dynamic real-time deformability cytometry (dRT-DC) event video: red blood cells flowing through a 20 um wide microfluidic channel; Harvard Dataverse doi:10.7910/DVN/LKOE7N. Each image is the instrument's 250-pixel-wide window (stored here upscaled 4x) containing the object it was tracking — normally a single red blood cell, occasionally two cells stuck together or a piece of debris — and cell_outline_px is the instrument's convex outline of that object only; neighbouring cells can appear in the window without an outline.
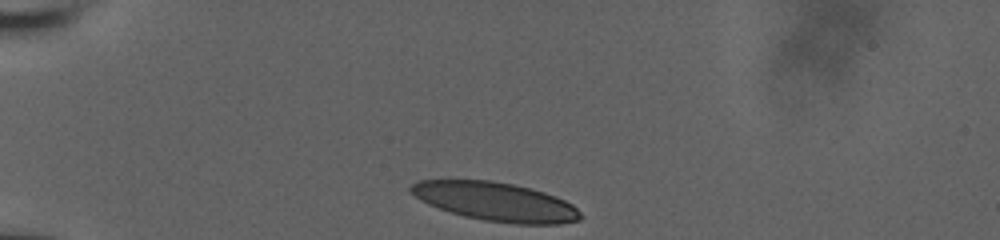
{"species": "human", "species_latin": "Homo sapiens", "temperature_condition": "room temperature", "stored_images_in_passage": 33, "camera_frame_rate_fps": 3000, "um_per_image_px": 0.085, "donor": {"sex": "male"}, "frame": {"image": 1, "passage_image": 1, "time_ms": 0.0, "image_size_px": [1000, 240], "cell_outline_px": [[580, 220], [560, 224], [516, 224], [484, 220], [464, 216], [428, 204], [420, 200], [408, 188], [412, 184], [420, 180], [488, 180], [512, 184], [544, 192], [556, 196], [572, 204], [580, 212]], "centroid_in_image_um": [42.14, 17.14], "position_along_channel_um": 42.9, "area_um2": 37.92}}
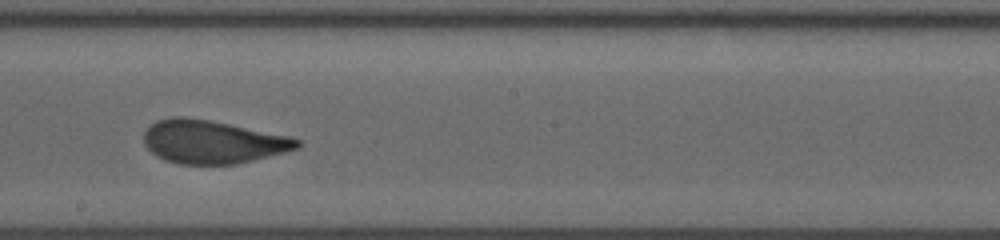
{"frame": {"image": 2, "passage_image": 19, "time_ms": 6.0, "image_size_px": [1000, 240], "cell_outline_px": [[300, 148], [236, 164], [176, 164], [164, 160], [156, 156], [144, 144], [144, 132], [156, 120], [172, 116], [184, 116], [208, 120], [292, 136], [300, 140]], "centroid_in_image_um": [18.05, 12.05], "position_along_channel_um": 230.1, "area_um2": 38.67}}
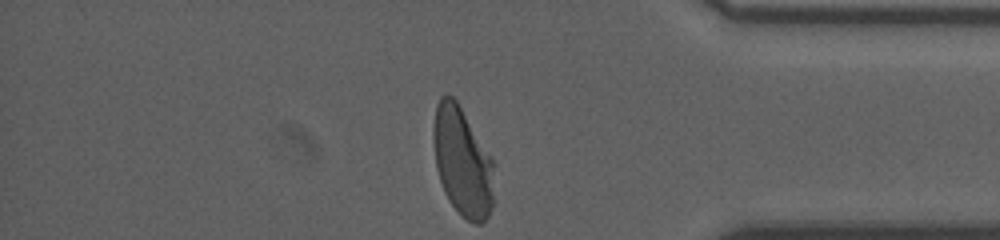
{"frame": {"image": 3, "passage_image": 33, "time_ms": 10.667, "image_size_px": [1000, 240], "cell_outline_px": [[492, 208], [488, 216], [480, 224], [472, 224], [448, 200], [444, 192], [436, 168], [432, 140], [432, 128], [436, 104], [440, 96], [452, 96], [456, 100], [492, 156]], "centroid_in_image_um": [39.27, 13.72], "position_along_channel_um": 395.9, "area_um2": 38.38}, "authors_computed_cell_mechanics": {"area_um2": 38.8416, "velocity_mm_per_s": 3.9211, "shape_relaxation_time_tau1_ms": 4.8027, "shape_relaxation_time_tau2_ms": 0.8573, "deformation_change_tau1": 0.1842, "deformation_change_tau2": 0.0638}}